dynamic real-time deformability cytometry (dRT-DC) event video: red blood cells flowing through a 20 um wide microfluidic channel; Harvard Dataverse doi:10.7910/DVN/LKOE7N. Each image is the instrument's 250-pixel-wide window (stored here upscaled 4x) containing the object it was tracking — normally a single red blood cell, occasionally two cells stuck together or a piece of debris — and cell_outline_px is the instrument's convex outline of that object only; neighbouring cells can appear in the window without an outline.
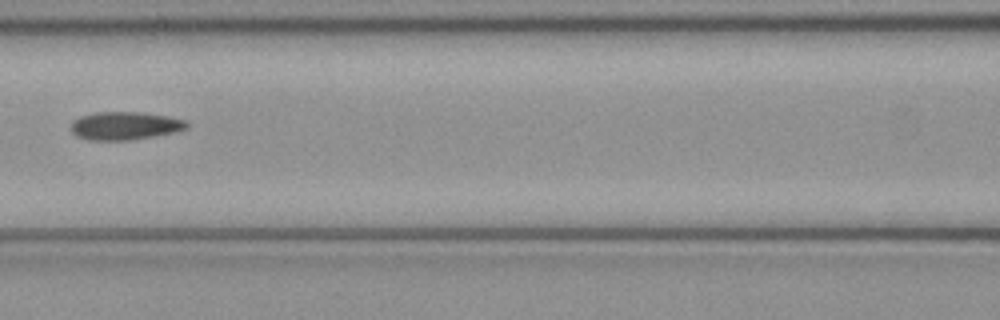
{"species": "common noctule bat (a hibernating species)", "species_latin": "Nyctalus noctula", "temperature_condition": "cold", "stored_images_in_passage": 7, "camera_frame_rate_fps": 3000, "um_per_image_px": 0.085, "animal": {"sex": "female", "body_mass_g": 21.9}, "frame": {"image": 1, "passage_image": 7, "time_ms": 2.0, "image_size_px": [1000, 320], "cell_outline_px": [[188, 128], [176, 132], [128, 140], [88, 140], [76, 136], [72, 132], [72, 124], [80, 116], [96, 112], [140, 112], [168, 116], [188, 120]], "centroid_in_image_um": [10.66, 10.68], "position_along_channel_um": 155.9, "area_um2": 18.9}}